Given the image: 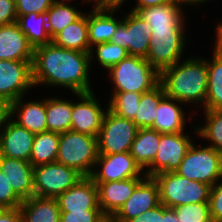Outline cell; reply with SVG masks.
Masks as SVG:
<instances>
[{"mask_svg": "<svg viewBox=\"0 0 222 222\" xmlns=\"http://www.w3.org/2000/svg\"><path fill=\"white\" fill-rule=\"evenodd\" d=\"M90 53L65 49L53 43L34 48L32 78L34 86H62L72 93L92 92L89 80Z\"/></svg>", "mask_w": 222, "mask_h": 222, "instance_id": "1", "label": "cell"}, {"mask_svg": "<svg viewBox=\"0 0 222 222\" xmlns=\"http://www.w3.org/2000/svg\"><path fill=\"white\" fill-rule=\"evenodd\" d=\"M188 58L160 72V84L165 96L182 103L205 106L208 88L207 60Z\"/></svg>", "mask_w": 222, "mask_h": 222, "instance_id": "2", "label": "cell"}, {"mask_svg": "<svg viewBox=\"0 0 222 222\" xmlns=\"http://www.w3.org/2000/svg\"><path fill=\"white\" fill-rule=\"evenodd\" d=\"M108 71L115 85L113 92L144 93L160 82V73L145 58L139 56L128 55Z\"/></svg>", "mask_w": 222, "mask_h": 222, "instance_id": "3", "label": "cell"}, {"mask_svg": "<svg viewBox=\"0 0 222 222\" xmlns=\"http://www.w3.org/2000/svg\"><path fill=\"white\" fill-rule=\"evenodd\" d=\"M98 157L97 137L69 130L59 133L56 161L91 176Z\"/></svg>", "mask_w": 222, "mask_h": 222, "instance_id": "4", "label": "cell"}, {"mask_svg": "<svg viewBox=\"0 0 222 222\" xmlns=\"http://www.w3.org/2000/svg\"><path fill=\"white\" fill-rule=\"evenodd\" d=\"M159 186L160 203L167 208L209 202L211 186L180 176L176 172L158 173L153 176Z\"/></svg>", "mask_w": 222, "mask_h": 222, "instance_id": "5", "label": "cell"}, {"mask_svg": "<svg viewBox=\"0 0 222 222\" xmlns=\"http://www.w3.org/2000/svg\"><path fill=\"white\" fill-rule=\"evenodd\" d=\"M175 172L213 187L222 179V153L211 146L198 148L193 143Z\"/></svg>", "mask_w": 222, "mask_h": 222, "instance_id": "6", "label": "cell"}, {"mask_svg": "<svg viewBox=\"0 0 222 222\" xmlns=\"http://www.w3.org/2000/svg\"><path fill=\"white\" fill-rule=\"evenodd\" d=\"M138 129L133 121L119 117L107 108L97 137L98 154L129 152Z\"/></svg>", "mask_w": 222, "mask_h": 222, "instance_id": "7", "label": "cell"}, {"mask_svg": "<svg viewBox=\"0 0 222 222\" xmlns=\"http://www.w3.org/2000/svg\"><path fill=\"white\" fill-rule=\"evenodd\" d=\"M184 30H152L145 59L159 73L180 61L186 45Z\"/></svg>", "mask_w": 222, "mask_h": 222, "instance_id": "8", "label": "cell"}, {"mask_svg": "<svg viewBox=\"0 0 222 222\" xmlns=\"http://www.w3.org/2000/svg\"><path fill=\"white\" fill-rule=\"evenodd\" d=\"M84 176L76 169L52 162L33 168L35 195L57 198Z\"/></svg>", "mask_w": 222, "mask_h": 222, "instance_id": "9", "label": "cell"}, {"mask_svg": "<svg viewBox=\"0 0 222 222\" xmlns=\"http://www.w3.org/2000/svg\"><path fill=\"white\" fill-rule=\"evenodd\" d=\"M189 136L184 132L161 134L155 159L143 174L153 177L158 173L175 172L193 144Z\"/></svg>", "mask_w": 222, "mask_h": 222, "instance_id": "10", "label": "cell"}, {"mask_svg": "<svg viewBox=\"0 0 222 222\" xmlns=\"http://www.w3.org/2000/svg\"><path fill=\"white\" fill-rule=\"evenodd\" d=\"M151 27L130 11L117 26L110 42L127 50L129 55L145 58L150 43Z\"/></svg>", "mask_w": 222, "mask_h": 222, "instance_id": "11", "label": "cell"}, {"mask_svg": "<svg viewBox=\"0 0 222 222\" xmlns=\"http://www.w3.org/2000/svg\"><path fill=\"white\" fill-rule=\"evenodd\" d=\"M32 86V61L0 60V100L12 104Z\"/></svg>", "mask_w": 222, "mask_h": 222, "instance_id": "12", "label": "cell"}, {"mask_svg": "<svg viewBox=\"0 0 222 222\" xmlns=\"http://www.w3.org/2000/svg\"><path fill=\"white\" fill-rule=\"evenodd\" d=\"M102 169H94L91 178L94 183H104L120 181L130 178H144L145 174L140 166L135 162L130 151L114 154H98L96 164Z\"/></svg>", "mask_w": 222, "mask_h": 222, "instance_id": "13", "label": "cell"}, {"mask_svg": "<svg viewBox=\"0 0 222 222\" xmlns=\"http://www.w3.org/2000/svg\"><path fill=\"white\" fill-rule=\"evenodd\" d=\"M160 204L159 186L154 177L144 176L134 189L131 197L119 211L109 220L110 222H127Z\"/></svg>", "mask_w": 222, "mask_h": 222, "instance_id": "14", "label": "cell"}, {"mask_svg": "<svg viewBox=\"0 0 222 222\" xmlns=\"http://www.w3.org/2000/svg\"><path fill=\"white\" fill-rule=\"evenodd\" d=\"M80 99L73 102L71 130L98 137L105 112L92 92L75 93Z\"/></svg>", "mask_w": 222, "mask_h": 222, "instance_id": "15", "label": "cell"}, {"mask_svg": "<svg viewBox=\"0 0 222 222\" xmlns=\"http://www.w3.org/2000/svg\"><path fill=\"white\" fill-rule=\"evenodd\" d=\"M56 199L61 212L102 211L97 185L90 176H84Z\"/></svg>", "mask_w": 222, "mask_h": 222, "instance_id": "16", "label": "cell"}, {"mask_svg": "<svg viewBox=\"0 0 222 222\" xmlns=\"http://www.w3.org/2000/svg\"><path fill=\"white\" fill-rule=\"evenodd\" d=\"M121 5H95L87 14L88 39L90 45V57L93 59V48L97 44L109 42L115 33L117 26L122 22L113 15ZM94 46V47H93Z\"/></svg>", "mask_w": 222, "mask_h": 222, "instance_id": "17", "label": "cell"}, {"mask_svg": "<svg viewBox=\"0 0 222 222\" xmlns=\"http://www.w3.org/2000/svg\"><path fill=\"white\" fill-rule=\"evenodd\" d=\"M0 133V153L30 162L35 134L21 127L10 117Z\"/></svg>", "mask_w": 222, "mask_h": 222, "instance_id": "18", "label": "cell"}, {"mask_svg": "<svg viewBox=\"0 0 222 222\" xmlns=\"http://www.w3.org/2000/svg\"><path fill=\"white\" fill-rule=\"evenodd\" d=\"M143 178H130L120 181L95 183L98 188L99 206L110 220L131 197L134 189Z\"/></svg>", "mask_w": 222, "mask_h": 222, "instance_id": "19", "label": "cell"}, {"mask_svg": "<svg viewBox=\"0 0 222 222\" xmlns=\"http://www.w3.org/2000/svg\"><path fill=\"white\" fill-rule=\"evenodd\" d=\"M34 47L17 22L0 26V60L32 61Z\"/></svg>", "mask_w": 222, "mask_h": 222, "instance_id": "20", "label": "cell"}, {"mask_svg": "<svg viewBox=\"0 0 222 222\" xmlns=\"http://www.w3.org/2000/svg\"><path fill=\"white\" fill-rule=\"evenodd\" d=\"M130 11L147 22L151 30L184 29L185 22L181 6L175 0L164 5L133 8Z\"/></svg>", "mask_w": 222, "mask_h": 222, "instance_id": "21", "label": "cell"}, {"mask_svg": "<svg viewBox=\"0 0 222 222\" xmlns=\"http://www.w3.org/2000/svg\"><path fill=\"white\" fill-rule=\"evenodd\" d=\"M33 166L30 162L3 156L2 171L13 191L22 199L35 195Z\"/></svg>", "mask_w": 222, "mask_h": 222, "instance_id": "22", "label": "cell"}, {"mask_svg": "<svg viewBox=\"0 0 222 222\" xmlns=\"http://www.w3.org/2000/svg\"><path fill=\"white\" fill-rule=\"evenodd\" d=\"M20 97L10 104V117L17 119L13 120L21 127L26 128L28 131L37 134L47 131V115H46V99L43 101H26L23 102Z\"/></svg>", "mask_w": 222, "mask_h": 222, "instance_id": "23", "label": "cell"}, {"mask_svg": "<svg viewBox=\"0 0 222 222\" xmlns=\"http://www.w3.org/2000/svg\"><path fill=\"white\" fill-rule=\"evenodd\" d=\"M175 102H178L179 105L182 104V102L167 96L160 100L151 129L161 134L182 133L184 131L186 115H184L182 107Z\"/></svg>", "mask_w": 222, "mask_h": 222, "instance_id": "24", "label": "cell"}, {"mask_svg": "<svg viewBox=\"0 0 222 222\" xmlns=\"http://www.w3.org/2000/svg\"><path fill=\"white\" fill-rule=\"evenodd\" d=\"M22 222H60L61 210L56 198L33 195L19 206Z\"/></svg>", "mask_w": 222, "mask_h": 222, "instance_id": "25", "label": "cell"}, {"mask_svg": "<svg viewBox=\"0 0 222 222\" xmlns=\"http://www.w3.org/2000/svg\"><path fill=\"white\" fill-rule=\"evenodd\" d=\"M52 43L58 47L90 53L88 39L87 14L67 25L52 38Z\"/></svg>", "mask_w": 222, "mask_h": 222, "instance_id": "26", "label": "cell"}, {"mask_svg": "<svg viewBox=\"0 0 222 222\" xmlns=\"http://www.w3.org/2000/svg\"><path fill=\"white\" fill-rule=\"evenodd\" d=\"M160 132L151 128L138 129L130 153L142 170L148 168L158 152Z\"/></svg>", "mask_w": 222, "mask_h": 222, "instance_id": "27", "label": "cell"}, {"mask_svg": "<svg viewBox=\"0 0 222 222\" xmlns=\"http://www.w3.org/2000/svg\"><path fill=\"white\" fill-rule=\"evenodd\" d=\"M73 102L60 98L46 99L47 131L63 133L71 130Z\"/></svg>", "mask_w": 222, "mask_h": 222, "instance_id": "28", "label": "cell"}, {"mask_svg": "<svg viewBox=\"0 0 222 222\" xmlns=\"http://www.w3.org/2000/svg\"><path fill=\"white\" fill-rule=\"evenodd\" d=\"M17 23L34 48L52 43V38L47 30L46 12L20 15Z\"/></svg>", "mask_w": 222, "mask_h": 222, "instance_id": "29", "label": "cell"}, {"mask_svg": "<svg viewBox=\"0 0 222 222\" xmlns=\"http://www.w3.org/2000/svg\"><path fill=\"white\" fill-rule=\"evenodd\" d=\"M59 146V133L41 132L35 134L30 163L33 167L56 162Z\"/></svg>", "mask_w": 222, "mask_h": 222, "instance_id": "30", "label": "cell"}, {"mask_svg": "<svg viewBox=\"0 0 222 222\" xmlns=\"http://www.w3.org/2000/svg\"><path fill=\"white\" fill-rule=\"evenodd\" d=\"M65 2L55 1L46 12L47 30L51 38L83 15L82 11Z\"/></svg>", "mask_w": 222, "mask_h": 222, "instance_id": "31", "label": "cell"}, {"mask_svg": "<svg viewBox=\"0 0 222 222\" xmlns=\"http://www.w3.org/2000/svg\"><path fill=\"white\" fill-rule=\"evenodd\" d=\"M164 96L165 93L160 83L150 91L142 93L139 109L133 120L139 129L151 128L153 126L157 106Z\"/></svg>", "mask_w": 222, "mask_h": 222, "instance_id": "32", "label": "cell"}, {"mask_svg": "<svg viewBox=\"0 0 222 222\" xmlns=\"http://www.w3.org/2000/svg\"><path fill=\"white\" fill-rule=\"evenodd\" d=\"M207 61L208 88L204 110H222V61L212 56Z\"/></svg>", "mask_w": 222, "mask_h": 222, "instance_id": "33", "label": "cell"}, {"mask_svg": "<svg viewBox=\"0 0 222 222\" xmlns=\"http://www.w3.org/2000/svg\"><path fill=\"white\" fill-rule=\"evenodd\" d=\"M204 113L206 124L203 127L195 126V133L207 139L212 143L209 146L222 153V110H205Z\"/></svg>", "mask_w": 222, "mask_h": 222, "instance_id": "34", "label": "cell"}, {"mask_svg": "<svg viewBox=\"0 0 222 222\" xmlns=\"http://www.w3.org/2000/svg\"><path fill=\"white\" fill-rule=\"evenodd\" d=\"M142 93L113 92L108 109L119 117L133 121L139 109Z\"/></svg>", "mask_w": 222, "mask_h": 222, "instance_id": "35", "label": "cell"}, {"mask_svg": "<svg viewBox=\"0 0 222 222\" xmlns=\"http://www.w3.org/2000/svg\"><path fill=\"white\" fill-rule=\"evenodd\" d=\"M172 209L179 222H212L209 202L185 204Z\"/></svg>", "mask_w": 222, "mask_h": 222, "instance_id": "36", "label": "cell"}, {"mask_svg": "<svg viewBox=\"0 0 222 222\" xmlns=\"http://www.w3.org/2000/svg\"><path fill=\"white\" fill-rule=\"evenodd\" d=\"M95 52L99 64L107 70L124 60L129 55L126 49L113 44L110 41L97 44Z\"/></svg>", "mask_w": 222, "mask_h": 222, "instance_id": "37", "label": "cell"}, {"mask_svg": "<svg viewBox=\"0 0 222 222\" xmlns=\"http://www.w3.org/2000/svg\"><path fill=\"white\" fill-rule=\"evenodd\" d=\"M22 199L13 191L7 176L0 172V209L16 208L22 203Z\"/></svg>", "mask_w": 222, "mask_h": 222, "instance_id": "38", "label": "cell"}, {"mask_svg": "<svg viewBox=\"0 0 222 222\" xmlns=\"http://www.w3.org/2000/svg\"><path fill=\"white\" fill-rule=\"evenodd\" d=\"M60 222H109L102 211L61 212Z\"/></svg>", "mask_w": 222, "mask_h": 222, "instance_id": "39", "label": "cell"}, {"mask_svg": "<svg viewBox=\"0 0 222 222\" xmlns=\"http://www.w3.org/2000/svg\"><path fill=\"white\" fill-rule=\"evenodd\" d=\"M55 0H15L17 16L44 13Z\"/></svg>", "mask_w": 222, "mask_h": 222, "instance_id": "40", "label": "cell"}, {"mask_svg": "<svg viewBox=\"0 0 222 222\" xmlns=\"http://www.w3.org/2000/svg\"><path fill=\"white\" fill-rule=\"evenodd\" d=\"M209 208L212 222H222V181L211 187Z\"/></svg>", "mask_w": 222, "mask_h": 222, "instance_id": "41", "label": "cell"}, {"mask_svg": "<svg viewBox=\"0 0 222 222\" xmlns=\"http://www.w3.org/2000/svg\"><path fill=\"white\" fill-rule=\"evenodd\" d=\"M15 0H0V26L17 22Z\"/></svg>", "mask_w": 222, "mask_h": 222, "instance_id": "42", "label": "cell"}, {"mask_svg": "<svg viewBox=\"0 0 222 222\" xmlns=\"http://www.w3.org/2000/svg\"><path fill=\"white\" fill-rule=\"evenodd\" d=\"M158 216H163V204L161 203L127 222H158Z\"/></svg>", "mask_w": 222, "mask_h": 222, "instance_id": "43", "label": "cell"}, {"mask_svg": "<svg viewBox=\"0 0 222 222\" xmlns=\"http://www.w3.org/2000/svg\"><path fill=\"white\" fill-rule=\"evenodd\" d=\"M0 222H22V213L20 208L0 209Z\"/></svg>", "mask_w": 222, "mask_h": 222, "instance_id": "44", "label": "cell"}, {"mask_svg": "<svg viewBox=\"0 0 222 222\" xmlns=\"http://www.w3.org/2000/svg\"><path fill=\"white\" fill-rule=\"evenodd\" d=\"M216 40L214 46L213 56L222 61V23L218 24L216 27Z\"/></svg>", "mask_w": 222, "mask_h": 222, "instance_id": "45", "label": "cell"}, {"mask_svg": "<svg viewBox=\"0 0 222 222\" xmlns=\"http://www.w3.org/2000/svg\"><path fill=\"white\" fill-rule=\"evenodd\" d=\"M10 118V104L0 100V133L2 132V126L5 125Z\"/></svg>", "mask_w": 222, "mask_h": 222, "instance_id": "46", "label": "cell"}, {"mask_svg": "<svg viewBox=\"0 0 222 222\" xmlns=\"http://www.w3.org/2000/svg\"><path fill=\"white\" fill-rule=\"evenodd\" d=\"M174 0H136V5L134 8H145V7H151L156 5H164L169 2H172ZM125 2V0H122V3Z\"/></svg>", "mask_w": 222, "mask_h": 222, "instance_id": "47", "label": "cell"}, {"mask_svg": "<svg viewBox=\"0 0 222 222\" xmlns=\"http://www.w3.org/2000/svg\"><path fill=\"white\" fill-rule=\"evenodd\" d=\"M158 222H179L172 208L163 205V216H158Z\"/></svg>", "mask_w": 222, "mask_h": 222, "instance_id": "48", "label": "cell"}, {"mask_svg": "<svg viewBox=\"0 0 222 222\" xmlns=\"http://www.w3.org/2000/svg\"><path fill=\"white\" fill-rule=\"evenodd\" d=\"M84 2H94L95 5H118V0H83Z\"/></svg>", "mask_w": 222, "mask_h": 222, "instance_id": "49", "label": "cell"}, {"mask_svg": "<svg viewBox=\"0 0 222 222\" xmlns=\"http://www.w3.org/2000/svg\"><path fill=\"white\" fill-rule=\"evenodd\" d=\"M176 1V3L179 5V6H182L183 5V3H184V5L186 4H190V5H198V3L199 4H201V3H205L207 0H175ZM201 2V3H200Z\"/></svg>", "mask_w": 222, "mask_h": 222, "instance_id": "50", "label": "cell"}, {"mask_svg": "<svg viewBox=\"0 0 222 222\" xmlns=\"http://www.w3.org/2000/svg\"><path fill=\"white\" fill-rule=\"evenodd\" d=\"M2 158H3V156L0 153V172L2 171Z\"/></svg>", "mask_w": 222, "mask_h": 222, "instance_id": "51", "label": "cell"}, {"mask_svg": "<svg viewBox=\"0 0 222 222\" xmlns=\"http://www.w3.org/2000/svg\"><path fill=\"white\" fill-rule=\"evenodd\" d=\"M122 4V0H118V5H121Z\"/></svg>", "mask_w": 222, "mask_h": 222, "instance_id": "52", "label": "cell"}]
</instances>
